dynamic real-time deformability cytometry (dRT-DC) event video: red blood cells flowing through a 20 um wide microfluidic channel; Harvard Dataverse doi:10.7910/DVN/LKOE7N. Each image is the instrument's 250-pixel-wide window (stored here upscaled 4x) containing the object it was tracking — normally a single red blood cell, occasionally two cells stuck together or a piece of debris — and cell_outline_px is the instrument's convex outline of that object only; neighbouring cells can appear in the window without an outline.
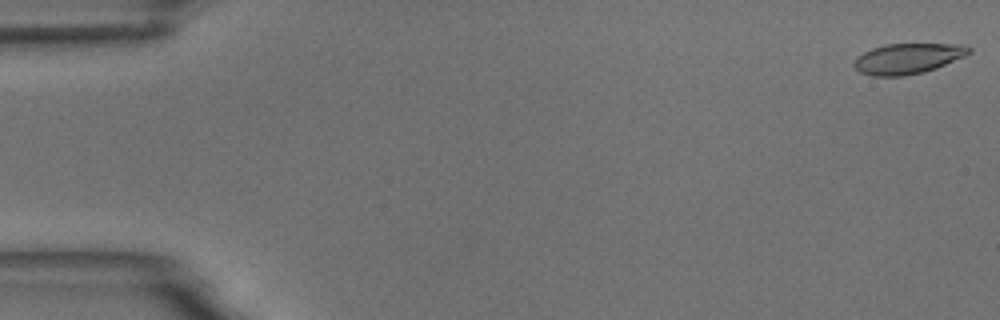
{"species": "common noctule bat (a hibernating species)", "species_latin": "Nyctalus noctula", "temperature_condition": "room temperature", "stored_images_in_passage": 11, "camera_frame_rate_fps": 3000, "um_per_image_px": 0.085, "animal": {"sex": "male", "body_mass_g": 18.8}, "frame": {"image": 1, "passage_image": 1, "time_ms": 0.0, "image_size_px": [1000, 320], "cell_outline_px": [[972, 52], [964, 56], [936, 68], [924, 72], [904, 76], [872, 76], [860, 72], [852, 64], [856, 56], [872, 48], [884, 44], [964, 44], [972, 48]], "centroid_in_image_um": [77.15, 4.97], "position_along_channel_um": 7.8, "area_um2": 20.52}}